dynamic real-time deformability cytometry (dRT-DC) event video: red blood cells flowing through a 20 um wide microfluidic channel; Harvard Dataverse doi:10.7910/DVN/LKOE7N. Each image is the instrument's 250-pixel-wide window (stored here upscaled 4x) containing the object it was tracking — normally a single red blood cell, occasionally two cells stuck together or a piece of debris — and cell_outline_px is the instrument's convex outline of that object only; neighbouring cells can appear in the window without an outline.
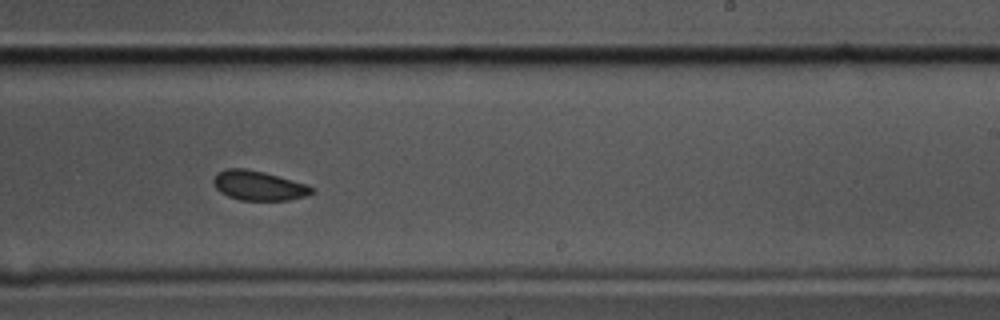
{"species": "common noctule bat (a hibernating species)", "species_latin": "Nyctalus noctula", "temperature_condition": "cold", "stored_images_in_passage": 27, "camera_frame_rate_fps": 3000, "um_per_image_px": 0.085, "animal": {"sex": "male", "body_mass_g": 17.5, "forearm_length_mm": 52.3}, "frame": {"image": 1, "passage_image": 23, "time_ms": 7.333, "image_size_px": [1000, 320], "cell_outline_px": [[316, 192], [308, 196], [288, 200], [240, 200], [228, 196], [220, 192], [216, 188], [212, 180], [216, 172], [224, 168], [244, 168], [264, 172], [308, 184]], "centroid_in_image_um": [21.98, 15.77], "position_along_channel_um": 267.0, "area_um2": 17.17}}